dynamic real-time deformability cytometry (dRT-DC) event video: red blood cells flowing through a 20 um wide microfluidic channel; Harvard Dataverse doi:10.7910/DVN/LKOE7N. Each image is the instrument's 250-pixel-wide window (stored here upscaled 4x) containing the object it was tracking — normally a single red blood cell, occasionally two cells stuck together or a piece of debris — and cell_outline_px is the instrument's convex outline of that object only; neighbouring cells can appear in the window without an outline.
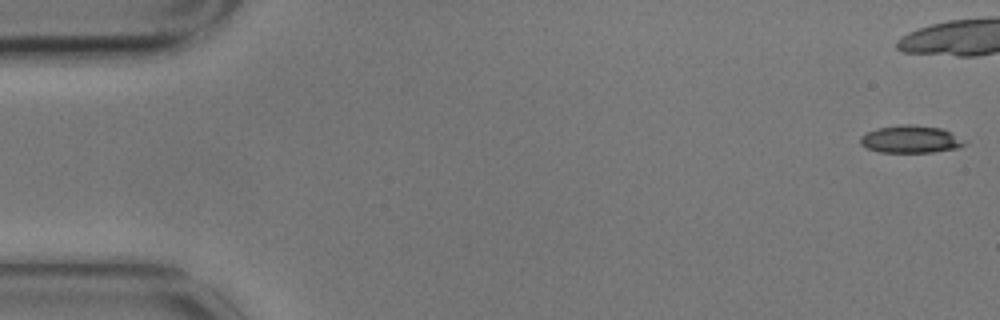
{"species": "common noctule bat (a hibernating species)", "species_latin": "Nyctalus noctula", "temperature_condition": "cold", "stored_images_in_passage": 7, "camera_frame_rate_fps": 3000, "um_per_image_px": 0.085, "animal": {"sex": "male", "body_mass_g": 17.9}, "frame": {"image": 1, "passage_image": 1, "time_ms": 0.0, "image_size_px": [1000, 320], "cell_outline_px": [[968, 144], [960, 148], [932, 152], [880, 152], [868, 148], [860, 144], [860, 136], [876, 128], [900, 124], [908, 124], [940, 128], [948, 132]], "centroid_in_image_um": [77.37, 11.84], "position_along_channel_um": 7.6, "area_um2": 16.47}}